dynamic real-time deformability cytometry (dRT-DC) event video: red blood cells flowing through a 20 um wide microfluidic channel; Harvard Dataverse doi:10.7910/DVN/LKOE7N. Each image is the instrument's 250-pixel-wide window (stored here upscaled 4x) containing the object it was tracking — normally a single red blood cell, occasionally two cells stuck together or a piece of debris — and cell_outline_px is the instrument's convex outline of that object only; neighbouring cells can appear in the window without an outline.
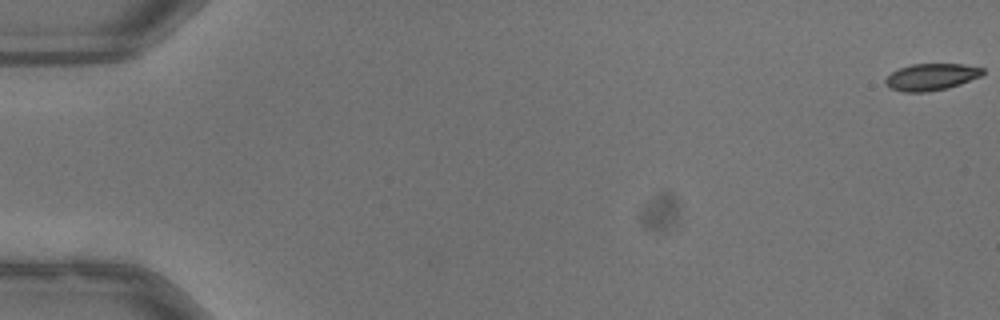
{"species": "common noctule bat (a hibernating species)", "species_latin": "Nyctalus noctula", "temperature_condition": "warm", "stored_images_in_passage": 7, "camera_frame_rate_fps": 3000, "um_per_image_px": 0.085, "animal": {"sex": "male", "body_mass_g": 13.3}, "frame": {"image": 1, "passage_image": 1, "time_ms": 0.0, "image_size_px": [1000, 320], "cell_outline_px": [[984, 72], [980, 76], [960, 84], [948, 88], [928, 92], [904, 92], [888, 88], [884, 80], [892, 72], [900, 68], [912, 64], [964, 64], [984, 68]], "centroid_in_image_um": [79.15, 6.54], "position_along_channel_um": 5.9, "area_um2": 15.2}}